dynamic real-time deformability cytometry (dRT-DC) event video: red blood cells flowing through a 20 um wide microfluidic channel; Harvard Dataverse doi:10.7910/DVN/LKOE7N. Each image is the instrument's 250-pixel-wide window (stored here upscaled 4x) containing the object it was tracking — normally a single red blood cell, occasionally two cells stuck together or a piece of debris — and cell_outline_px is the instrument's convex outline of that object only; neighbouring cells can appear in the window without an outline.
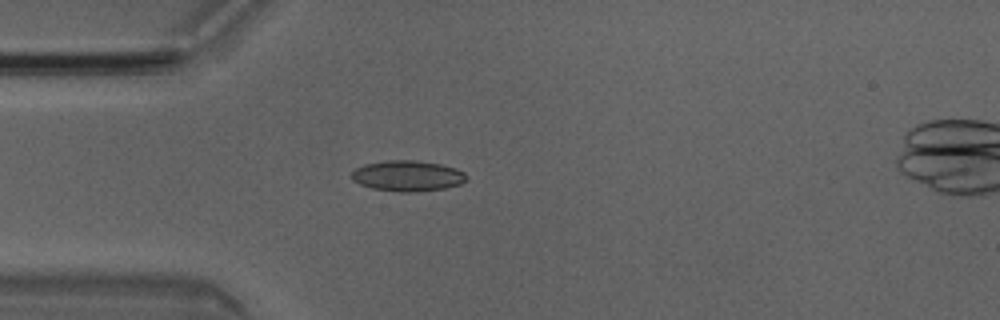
{"species": "Egyptian fruit bat (a non-hibernating species)", "species_latin": "Rousettus aegyptiacus", "temperature_condition": "room temperature", "stored_images_in_passage": 4, "camera_frame_rate_fps": 3000, "um_per_image_px": 0.085, "animal": {"sex": "male"}, "frame": {"image": 1, "passage_image": 4, "time_ms": 1.0, "image_size_px": [1000, 320], "cell_outline_px": [[468, 180], [460, 184], [444, 188], [420, 192], [400, 192], [372, 188], [360, 184], [352, 180], [348, 176], [356, 168], [364, 164], [388, 160], [412, 160], [440, 164], [456, 168], [464, 172], [468, 176]], "centroid_in_image_um": [34.64, 14.95], "position_along_channel_um": 50.4, "area_um2": 20.75}}